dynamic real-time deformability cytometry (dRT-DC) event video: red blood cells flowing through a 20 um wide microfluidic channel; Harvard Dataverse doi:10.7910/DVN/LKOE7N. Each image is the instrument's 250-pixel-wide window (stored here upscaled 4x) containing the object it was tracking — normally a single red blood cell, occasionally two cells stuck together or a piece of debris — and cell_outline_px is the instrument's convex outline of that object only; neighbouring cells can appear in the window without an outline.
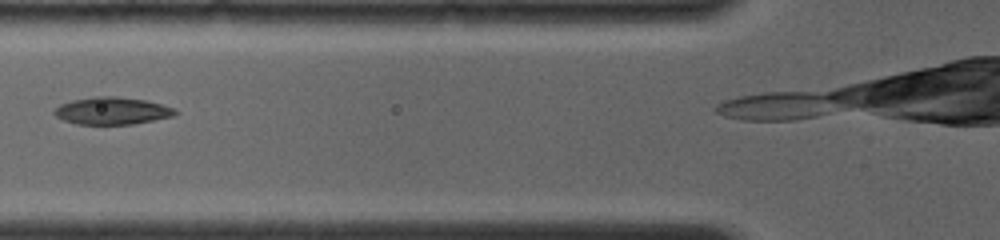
{"species": "common noctule bat (a hibernating species)", "species_latin": "Nyctalus noctula", "temperature_condition": "room temperature", "stored_images_in_passage": 8, "camera_frame_rate_fps": 4000, "um_per_image_px": 0.085, "animal": {"sex": "female", "body_mass_g": 19.0, "forearm_length_mm": 56.7}, "frame": {"image": 1, "passage_image": 6, "time_ms": 2.25, "image_size_px": [1000, 240], "cell_outline_px": [[180, 112], [172, 116], [132, 124], [76, 124], [64, 120], [56, 116], [52, 112], [60, 104], [72, 100], [96, 96], [116, 96], [144, 100], [176, 108]], "centroid_in_image_um": [9.52, 9.41], "position_along_channel_um": 116.3, "area_um2": 19.13}}